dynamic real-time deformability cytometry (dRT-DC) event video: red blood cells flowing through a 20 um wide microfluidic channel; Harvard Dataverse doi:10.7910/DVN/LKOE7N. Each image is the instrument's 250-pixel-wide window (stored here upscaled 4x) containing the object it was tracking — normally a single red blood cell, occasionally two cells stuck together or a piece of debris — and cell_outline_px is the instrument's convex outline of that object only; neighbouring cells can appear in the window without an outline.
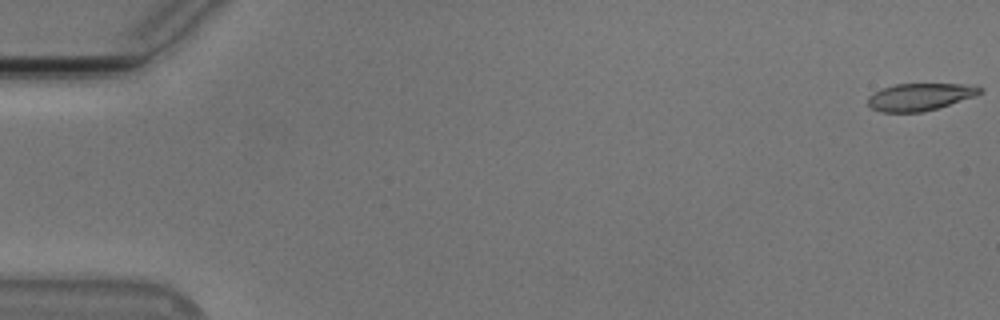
{"species": "Egyptian fruit bat (a non-hibernating species)", "species_latin": "Rousettus aegyptiacus", "temperature_condition": "cold", "stored_images_in_passage": 55, "camera_frame_rate_fps": 3000, "um_per_image_px": 0.085, "animal": {"sex": "male"}, "frame": {"image": 1, "passage_image": 1, "time_ms": 0.0, "image_size_px": [1000, 320], "cell_outline_px": [[984, 92], [976, 96], [924, 112], [880, 112], [872, 108], [868, 104], [868, 96], [884, 88], [896, 84], [968, 84], [984, 88]], "centroid_in_image_um": [78.25, 8.23], "position_along_channel_um": 6.8, "area_um2": 17.8}}
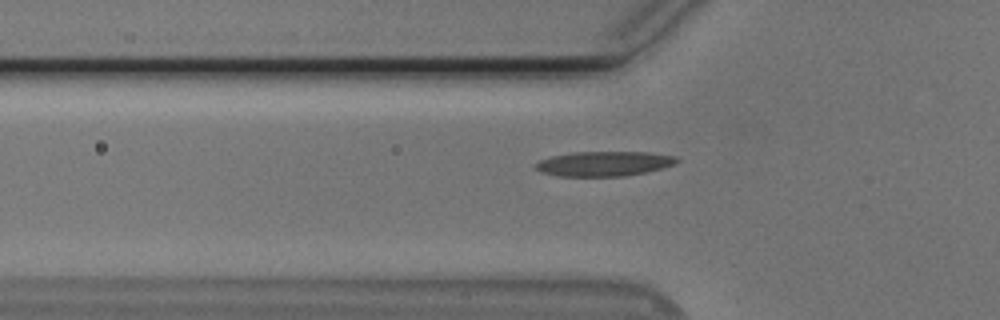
{"frame": {"image": 2, "passage_image": 19, "time_ms": 6.0, "image_size_px": [1000, 320], "cell_outline_px": [[680, 160], [676, 164], [648, 172], [624, 176], [556, 176], [540, 172], [532, 164], [540, 160], [552, 156], [572, 152], [648, 152], [676, 156]], "centroid_in_image_um": [51.35, 13.91], "position_along_channel_um": 74.5, "area_um2": 20.63}}
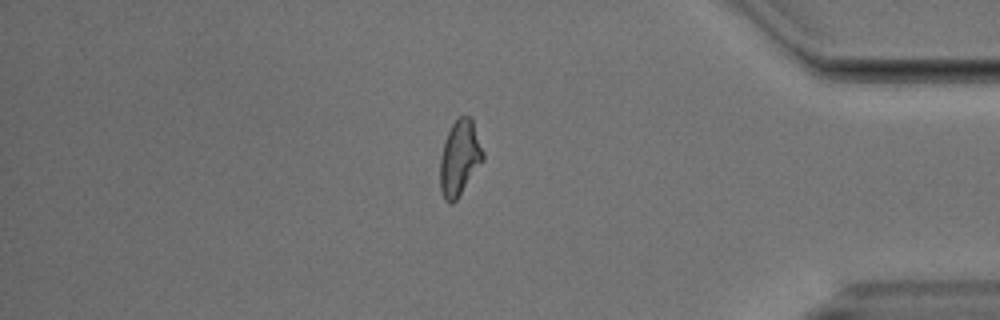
{"frame": {"image": 3, "passage_image": 47, "time_ms": 15.333, "image_size_px": [1000, 320], "cell_outline_px": [[484, 160], [456, 200], [452, 204], [448, 204], [444, 200], [440, 188], [440, 156], [448, 132], [452, 124], [460, 116], [472, 116], [484, 152]], "centroid_in_image_um": [39.08, 13.43], "position_along_channel_um": 396.1, "area_um2": 18.96}, "authors_computed_cell_mechanics": {"area_um2": 18.785, "velocity_mm_per_s": 3.7605, "shape_relaxation_time_tau1_ms": null, "shape_relaxation_time_tau2_ms": 1.9883, "deformation_change_tau1": null, "deformation_change_tau2": 0.1091}}